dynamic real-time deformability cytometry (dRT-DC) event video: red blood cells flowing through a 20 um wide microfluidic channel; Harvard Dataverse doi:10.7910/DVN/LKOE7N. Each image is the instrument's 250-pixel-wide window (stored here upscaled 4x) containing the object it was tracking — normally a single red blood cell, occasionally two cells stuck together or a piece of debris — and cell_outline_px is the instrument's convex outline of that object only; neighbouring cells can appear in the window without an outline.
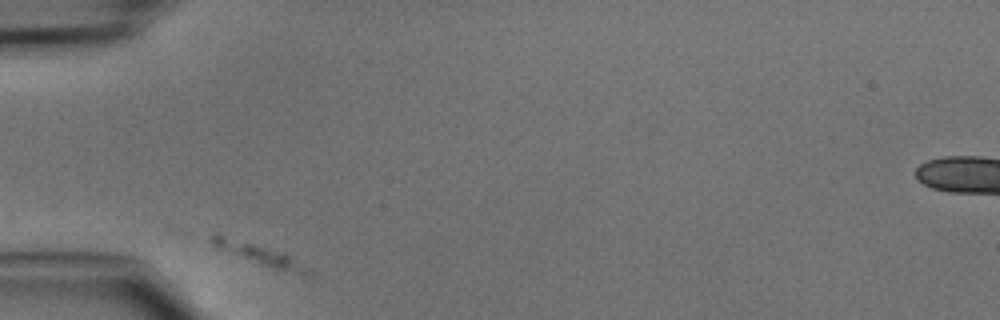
{"species": "common noctule bat (a hibernating species)", "species_latin": "Nyctalus noctula", "temperature_condition": "cold", "stored_images_in_passage": 23, "camera_frame_rate_fps": 3000, "um_per_image_px": 0.085, "animal": {"sex": "male", "body_mass_g": 15.6}, "frame": {"image": 1, "passage_image": 1, "time_ms": 0.0, "image_size_px": [1000, 320], "cell_outline_px": [[316, 276], [308, 276], [272, 268], [216, 248], [208, 240], [208, 236], [220, 236], [284, 252], [312, 272]], "centroid_in_image_um": [22.12, 21.68], "position_along_channel_um": 62.9, "area_um2": 10.98}}
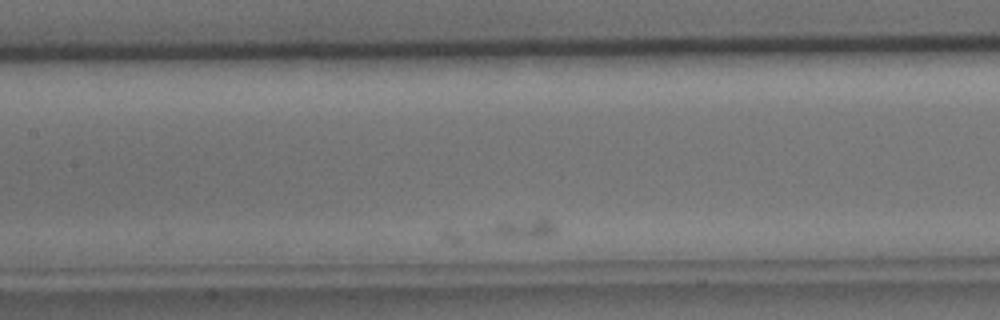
{"frame": {"image": 2, "passage_image": 11, "time_ms": 3.333, "image_size_px": [1000, 320], "cell_outline_px": [[556, 232], [552, 236], [460, 240], [444, 240], [440, 236], [440, 232], [448, 228], [504, 220], [548, 220], [556, 228]], "centroid_in_image_um": [42.54, 19.57], "position_along_channel_um": 164.9, "area_um2": 12.77}}